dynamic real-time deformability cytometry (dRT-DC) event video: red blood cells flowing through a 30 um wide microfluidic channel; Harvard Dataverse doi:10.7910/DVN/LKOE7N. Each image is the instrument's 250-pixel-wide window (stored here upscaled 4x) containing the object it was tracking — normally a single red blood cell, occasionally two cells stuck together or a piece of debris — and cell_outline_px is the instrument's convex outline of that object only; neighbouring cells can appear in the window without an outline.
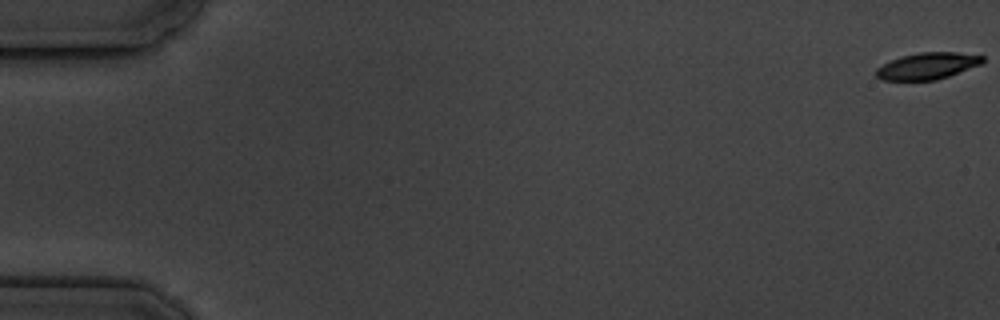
{"species": "common noctule bat (a hibernating species)", "species_latin": "Nyctalus noctula", "temperature_condition": "cold", "stored_images_in_passage": 5, "camera_frame_rate_fps": 3000, "um_per_image_px": 0.085, "animal": {"sex": "male", "body_mass_g": 19.5, "forearm_length_mm": 54.6}, "frame": {"image": 1, "passage_image": 1, "time_ms": 0.0, "image_size_px": [1000, 320], "cell_outline_px": [[984, 60], [980, 64], [948, 76], [936, 80], [880, 80], [876, 76], [876, 68], [900, 56], [920, 52], [956, 52], [984, 56]], "centroid_in_image_um": [78.81, 5.6], "position_along_channel_um": 6.2, "area_um2": 16.36}}
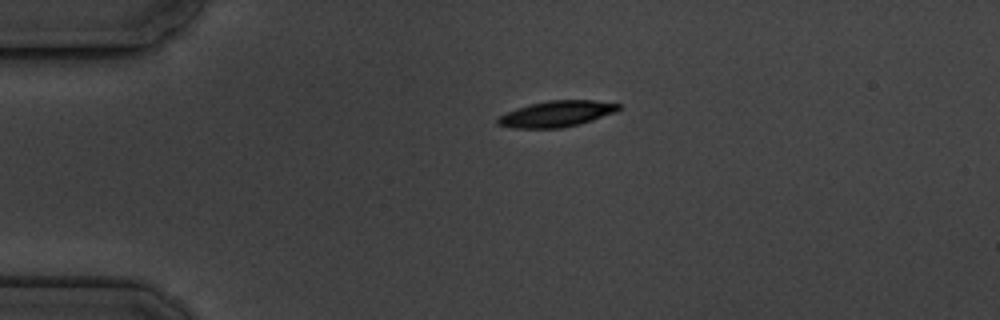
{"frame": {"image": 2, "passage_image": 4, "time_ms": 4.333, "image_size_px": [1000, 320], "cell_outline_px": [[620, 108], [616, 112], [580, 124], [560, 128], [512, 128], [496, 124], [496, 116], [516, 108], [548, 100], [596, 100], [620, 104]], "centroid_in_image_um": [47.27, 9.68], "position_along_channel_um": 37.7, "area_um2": 18.44}}